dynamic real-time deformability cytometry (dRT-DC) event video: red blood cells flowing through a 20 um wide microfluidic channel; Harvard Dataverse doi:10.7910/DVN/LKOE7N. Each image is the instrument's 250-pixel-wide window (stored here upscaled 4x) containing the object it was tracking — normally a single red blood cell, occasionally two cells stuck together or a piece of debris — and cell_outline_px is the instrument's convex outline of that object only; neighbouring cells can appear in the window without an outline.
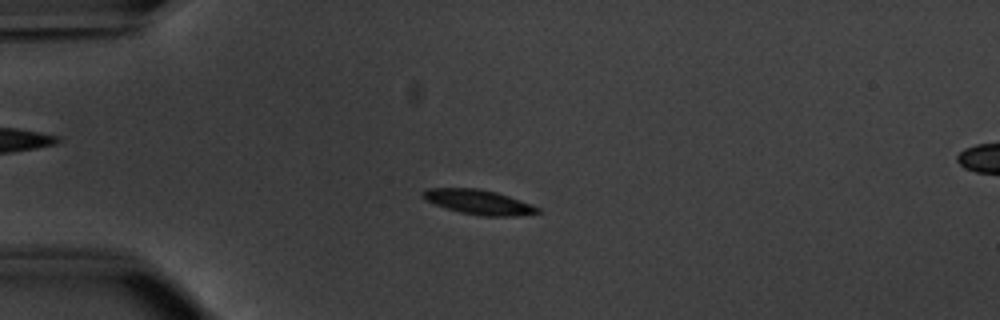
{"species": "common noctule bat (a hibernating species)", "species_latin": "Nyctalus noctula", "temperature_condition": "warm", "stored_images_in_passage": 41, "camera_frame_rate_fps": 3000, "um_per_image_px": 0.085, "animal": {"sex": "male", "body_mass_g": 20.1, "forearm_length_mm": 53.5}, "frame": {"image": 1, "passage_image": 1, "time_ms": 0.0, "image_size_px": [1000, 320], "cell_outline_px": [[544, 212], [516, 216], [480, 216], [460, 212], [424, 200], [420, 196], [420, 192], [424, 188], [480, 188], [496, 192], [532, 204], [540, 208]], "centroid_in_image_um": [40.68, 17.17], "position_along_channel_um": 44.3, "area_um2": 16.7}}
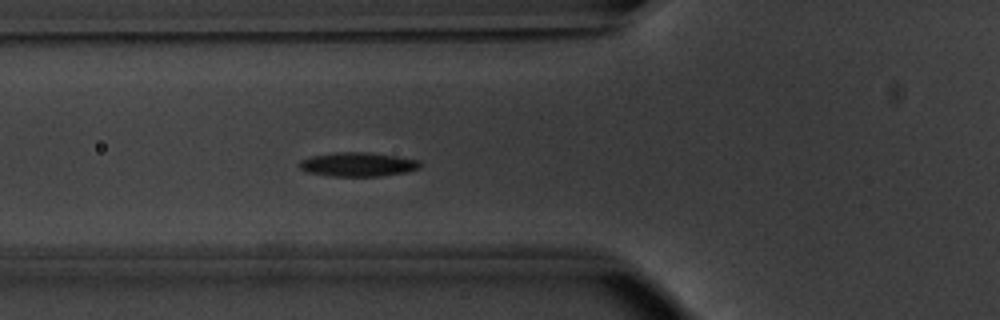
{"frame": {"image": 2, "passage_image": 7, "time_ms": 2.0, "image_size_px": [1000, 320], "cell_outline_px": [[420, 168], [408, 172], [380, 176], [332, 176], [308, 172], [300, 168], [300, 160], [312, 156], [336, 152], [368, 152], [396, 156], [420, 160]], "centroid_in_image_um": [30.45, 13.97], "position_along_channel_um": 95.3, "area_um2": 16.88}}
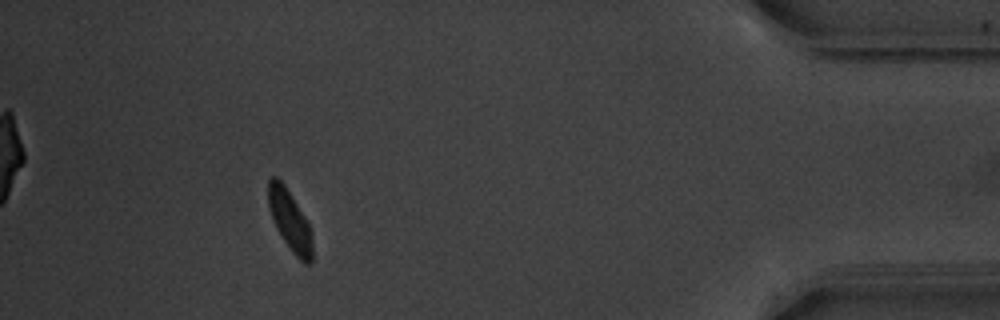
{"frame": {"image": 3, "passage_image": 36, "time_ms": 11.667, "image_size_px": [1000, 320], "cell_outline_px": [[312, 264], [304, 264], [292, 252], [276, 228], [268, 204], [268, 180], [272, 176], [276, 176], [284, 184], [292, 196], [308, 224], [312, 232]], "centroid_in_image_um": [24.64, 18.76], "position_along_channel_um": 410.6, "area_um2": 15.37}, "authors_computed_cell_mechanics": {"area_um2": 16.6464, "velocity_mm_per_s": 3.7965, "shape_relaxation_time_tau1_ms": 11.0277, "shape_relaxation_time_tau2_ms": null, "deformation_change_tau1": 0.3236, "deformation_change_tau2": null}}